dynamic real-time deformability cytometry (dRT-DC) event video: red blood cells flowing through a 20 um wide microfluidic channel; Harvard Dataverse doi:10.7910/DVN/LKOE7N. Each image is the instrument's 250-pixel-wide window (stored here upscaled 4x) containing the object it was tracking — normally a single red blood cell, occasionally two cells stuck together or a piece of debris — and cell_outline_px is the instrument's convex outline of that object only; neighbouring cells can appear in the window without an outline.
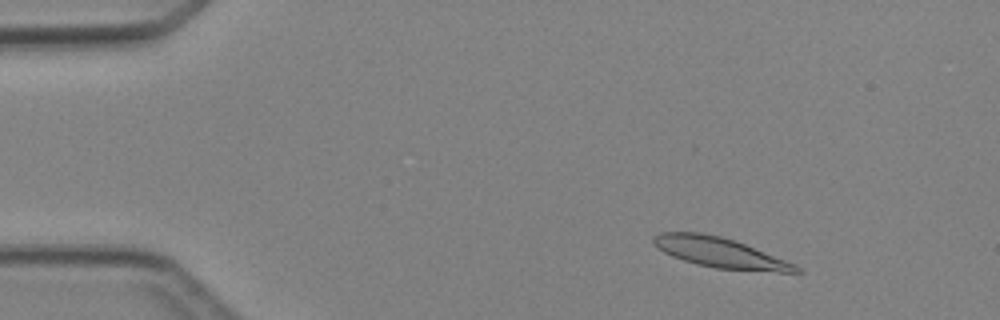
{"species": "Egyptian fruit bat (a non-hibernating species)", "species_latin": "Rousettus aegyptiacus", "temperature_condition": "cold", "stored_images_in_passage": 3, "camera_frame_rate_fps": 3000, "um_per_image_px": 0.085, "animal": {"sex": "female"}, "frame": {"image": 1, "passage_image": 2, "time_ms": 1.0, "image_size_px": [1000, 320], "cell_outline_px": [[804, 272], [776, 272], [716, 268], [696, 264], [672, 256], [656, 248], [652, 244], [652, 236], [660, 232], [704, 232], [736, 240], [796, 264]], "centroid_in_image_um": [61.18, 21.46], "position_along_channel_um": 23.8, "area_um2": 25.26}}